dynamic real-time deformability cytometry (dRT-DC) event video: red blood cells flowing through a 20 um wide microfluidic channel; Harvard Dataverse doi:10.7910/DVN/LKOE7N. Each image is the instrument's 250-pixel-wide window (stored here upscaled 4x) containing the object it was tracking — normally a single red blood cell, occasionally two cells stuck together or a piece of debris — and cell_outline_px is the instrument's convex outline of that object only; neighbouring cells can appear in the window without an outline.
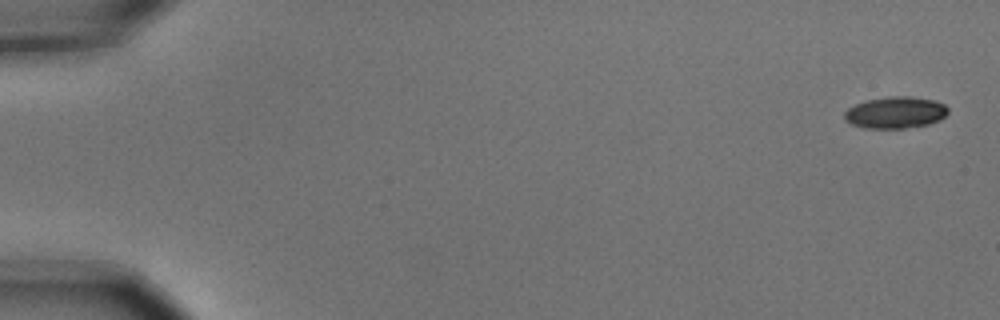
{"species": "common noctule bat (a hibernating species)", "species_latin": "Nyctalus noctula", "temperature_condition": "cold", "stored_images_in_passage": 2, "camera_frame_rate_fps": 3000, "um_per_image_px": 0.085, "animal": {"sex": "male", "body_mass_g": 15.6}, "frame": {"image": 1, "passage_image": 1, "time_ms": 0.0, "image_size_px": [1000, 320], "cell_outline_px": [[948, 112], [940, 120], [928, 124], [904, 128], [864, 128], [852, 124], [844, 120], [844, 112], [848, 108], [856, 104], [868, 100], [888, 96], [912, 96], [936, 100], [944, 104], [948, 108]], "centroid_in_image_um": [76.12, 9.56], "position_along_channel_um": 8.9, "area_um2": 19.19}}